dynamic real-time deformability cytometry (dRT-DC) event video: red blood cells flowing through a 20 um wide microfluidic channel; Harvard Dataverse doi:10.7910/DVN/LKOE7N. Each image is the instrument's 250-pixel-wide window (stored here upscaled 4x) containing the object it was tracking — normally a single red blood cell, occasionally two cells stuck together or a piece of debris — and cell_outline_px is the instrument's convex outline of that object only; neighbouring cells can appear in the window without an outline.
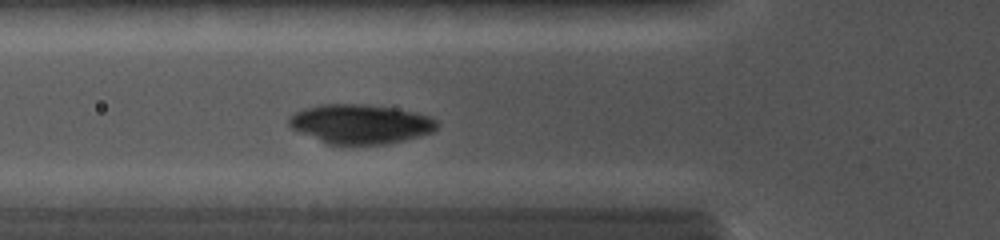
{"species": "common noctule bat (a hibernating species)", "species_latin": "Nyctalus noctula", "temperature_condition": "cold", "stored_images_in_passage": 7, "camera_frame_rate_fps": 5000, "um_per_image_px": 0.085, "animal": {"sex": "female", "body_mass_g": 19.0, "forearm_length_mm": 56.7}, "frame": {"image": 1, "passage_image": 7, "time_ms": 4.4, "image_size_px": [1000, 240], "cell_outline_px": [[440, 124], [432, 132], [420, 136], [388, 144], [324, 144], [296, 132], [288, 128], [288, 116], [304, 108], [320, 104], [372, 104], [396, 108], [416, 112], [432, 116], [440, 120]], "centroid_in_image_um": [30.62, 10.53], "position_along_channel_um": 95.2, "area_um2": 34.85}}